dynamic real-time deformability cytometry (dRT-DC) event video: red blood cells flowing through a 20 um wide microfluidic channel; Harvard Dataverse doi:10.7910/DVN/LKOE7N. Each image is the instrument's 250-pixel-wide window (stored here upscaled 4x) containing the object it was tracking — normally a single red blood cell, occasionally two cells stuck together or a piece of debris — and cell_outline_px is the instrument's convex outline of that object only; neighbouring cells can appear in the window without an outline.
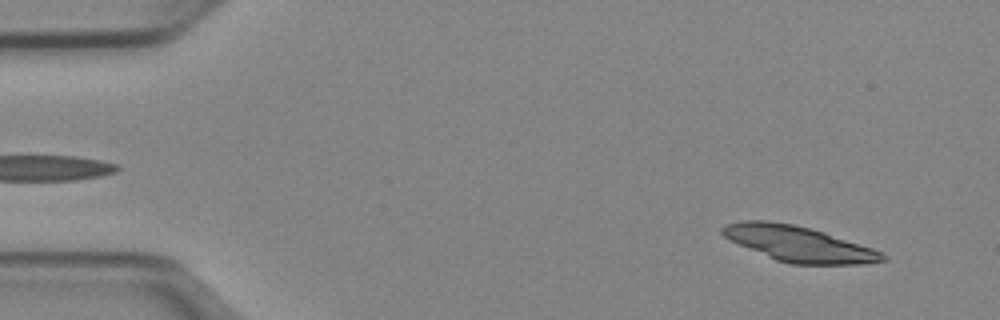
{"species": "Egyptian fruit bat (a non-hibernating species)", "species_latin": "Rousettus aegyptiacus", "temperature_condition": "cold", "stored_images_in_passage": 49, "camera_frame_rate_fps": 3000, "um_per_image_px": 0.085, "animal": {"sex": "female"}, "frame": {"image": 1, "passage_image": 3, "time_ms": 0.667, "image_size_px": [1000, 320], "cell_outline_px": [[888, 260], [864, 264], [792, 264], [776, 260], [740, 244], [724, 236], [720, 232], [720, 228], [724, 224], [740, 220], [768, 220], [792, 224], [824, 232], [872, 248], [888, 256]], "centroid_in_image_um": [67.88, 20.72], "position_along_channel_um": 17.1, "area_um2": 32.83}, "authors_computed_cell_mechanics": {"area_um2": 21.3282, "velocity_mm_per_s": 3.9302, "shape_relaxation_time_tau1_ms": 4.2506, "shape_relaxation_time_tau2_ms": null, "deformation_change_tau1": 0.1317, "deformation_change_tau2": null}}